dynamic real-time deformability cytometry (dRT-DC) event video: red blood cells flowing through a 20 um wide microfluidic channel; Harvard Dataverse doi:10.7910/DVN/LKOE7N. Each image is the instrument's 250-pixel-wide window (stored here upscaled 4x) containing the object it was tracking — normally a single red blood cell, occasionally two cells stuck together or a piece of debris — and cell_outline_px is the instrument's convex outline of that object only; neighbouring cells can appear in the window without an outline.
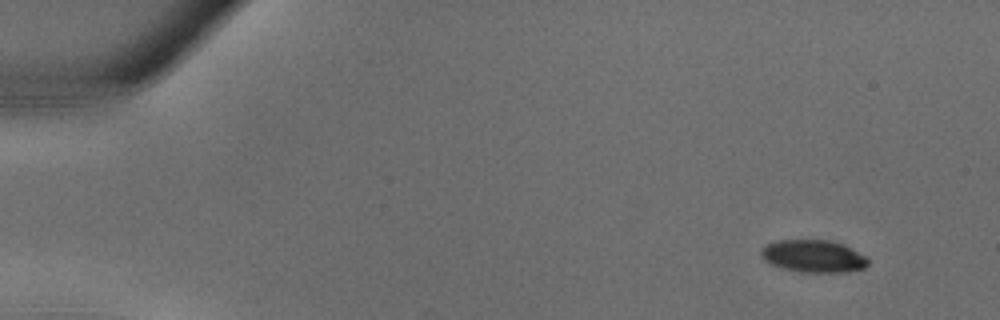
{"species": "common noctule bat (a hibernating species)", "species_latin": "Nyctalus noctula", "temperature_condition": "warm", "stored_images_in_passage": 35, "camera_frame_rate_fps": 3000, "um_per_image_px": 0.085, "animal": {"sex": "male", "body_mass_g": 18.8}, "frame": {"image": 1, "passage_image": 2, "time_ms": 0.333, "image_size_px": [1000, 320], "cell_outline_px": [[868, 264], [864, 268], [844, 272], [800, 272], [784, 268], [772, 264], [764, 260], [760, 252], [768, 244], [776, 240], [828, 240], [844, 244], [868, 256]], "centroid_in_image_um": [69.19, 21.77], "position_along_channel_um": 15.8, "area_um2": 20.17}}
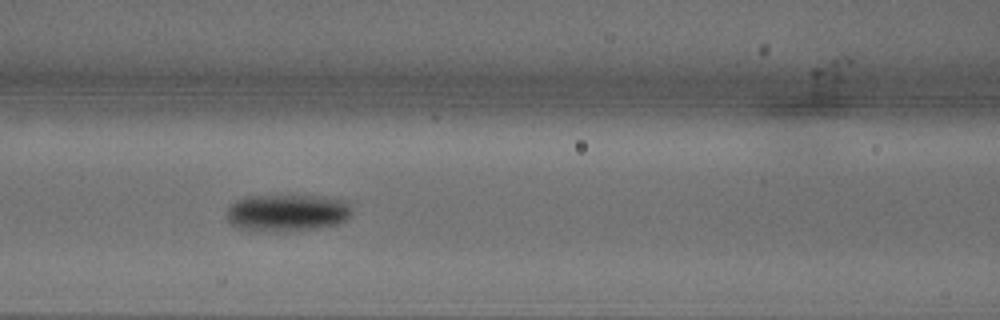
{"frame": {"image": 2, "passage_image": 15, "time_ms": 4.667, "image_size_px": [1000, 320], "cell_outline_px": [[352, 212], [344, 220], [336, 224], [316, 228], [240, 228], [232, 224], [228, 220], [228, 208], [236, 200], [244, 196], [288, 192], [328, 196], [348, 200], [352, 208]], "centroid_in_image_um": [24.49, 17.94], "position_along_channel_um": 142.1, "area_um2": 27.17}}
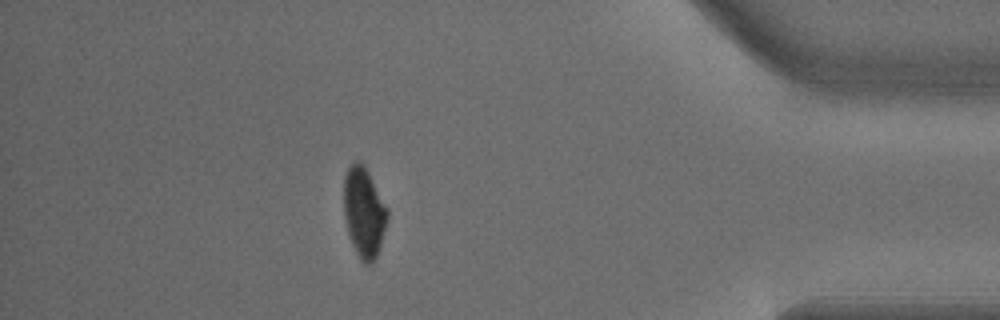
{"frame": {"image": 3, "passage_image": 31, "time_ms": 10.0, "image_size_px": [1000, 320], "cell_outline_px": [[388, 220], [376, 256], [372, 264], [364, 264], [360, 260], [348, 236], [344, 216], [344, 176], [348, 168], [356, 160], [364, 164], [388, 208]], "centroid_in_image_um": [30.93, 18.05], "position_along_channel_um": 404.3, "area_um2": 22.95}}